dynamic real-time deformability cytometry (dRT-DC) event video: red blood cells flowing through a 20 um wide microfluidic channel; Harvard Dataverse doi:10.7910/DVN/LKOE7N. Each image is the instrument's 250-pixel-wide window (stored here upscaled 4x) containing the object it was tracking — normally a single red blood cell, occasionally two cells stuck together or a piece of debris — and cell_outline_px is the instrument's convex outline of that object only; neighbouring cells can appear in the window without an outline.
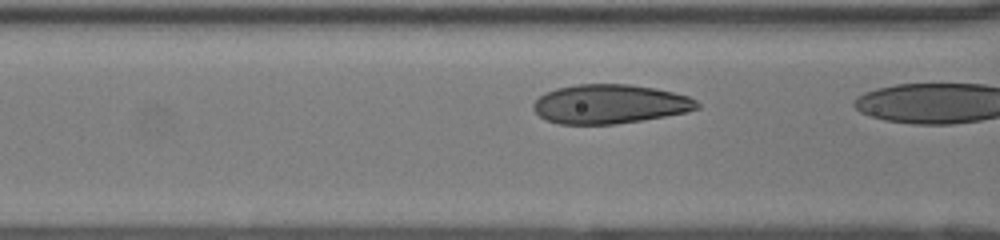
{"species": "human", "species_latin": "Homo sapiens", "temperature_condition": "room temperature", "stored_images_in_passage": 8, "camera_frame_rate_fps": 3000, "um_per_image_px": 0.085, "donor": {"sex": "female"}, "frame": {"image": 1, "passage_image": 7, "time_ms": 2.0, "image_size_px": [1000, 240], "cell_outline_px": [[700, 108], [688, 112], [616, 124], [560, 124], [544, 120], [532, 108], [532, 104], [544, 92], [556, 88], [576, 84], [632, 84], [656, 88], [688, 96], [696, 100], [700, 104]], "centroid_in_image_um": [51.82, 8.84], "position_along_channel_um": 114.8, "area_um2": 37.57}}